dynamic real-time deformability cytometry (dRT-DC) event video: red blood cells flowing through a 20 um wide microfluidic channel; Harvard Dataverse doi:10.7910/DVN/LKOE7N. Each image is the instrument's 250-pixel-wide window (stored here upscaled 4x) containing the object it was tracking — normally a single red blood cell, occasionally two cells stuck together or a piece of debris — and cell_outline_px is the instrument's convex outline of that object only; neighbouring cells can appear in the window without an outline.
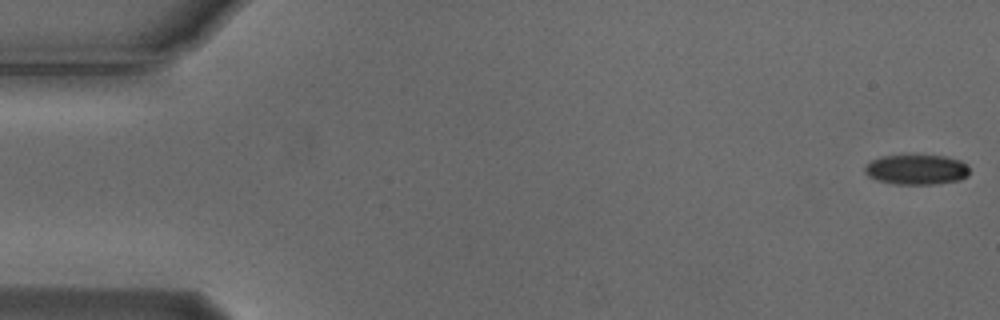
{"species": "Egyptian fruit bat (a non-hibernating species)", "species_latin": "Rousettus aegyptiacus", "temperature_condition": "cold", "stored_images_in_passage": 55, "camera_frame_rate_fps": 3000, "um_per_image_px": 0.085, "animal": {"sex": "male"}, "frame": {"image": 1, "passage_image": 1, "time_ms": 0.0, "image_size_px": [1000, 320], "cell_outline_px": [[968, 176], [960, 180], [936, 184], [896, 184], [876, 180], [868, 176], [864, 172], [864, 168], [872, 160], [884, 156], [944, 156], [960, 160], [968, 168]], "centroid_in_image_um": [77.9, 14.43], "position_along_channel_um": 7.1, "area_um2": 18.09}}
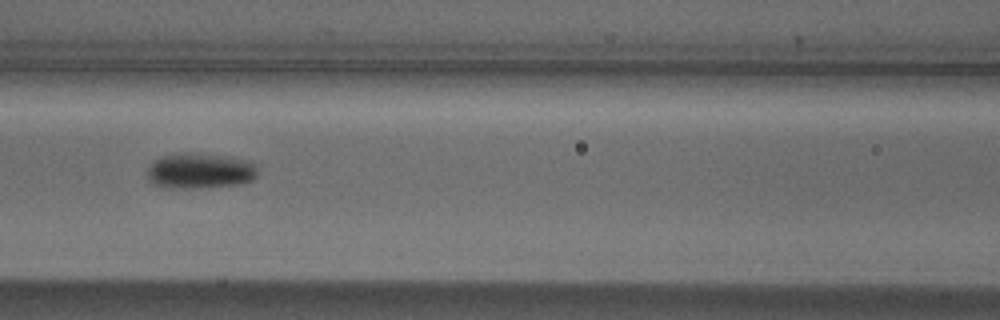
{"frame": {"image": 2, "passage_image": 24, "time_ms": 7.667, "image_size_px": [1000, 320], "cell_outline_px": [[256, 176], [252, 180], [236, 184], [200, 188], [164, 188], [152, 184], [148, 180], [148, 168], [152, 160], [160, 156], [176, 152], [188, 152], [224, 156], [244, 160], [256, 164]], "centroid_in_image_um": [16.9, 14.52], "position_along_channel_um": 149.7, "area_um2": 23.06}}
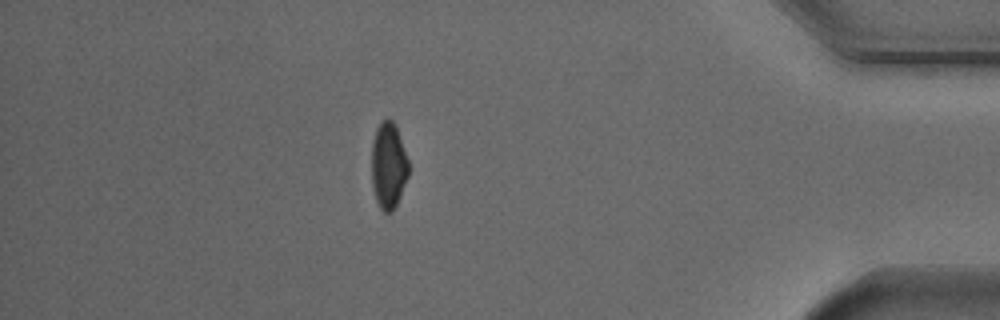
{"frame": {"image": 3, "passage_image": 48, "time_ms": 15.667, "image_size_px": [1000, 320], "cell_outline_px": [[408, 176], [396, 204], [392, 212], [384, 212], [380, 208], [376, 200], [372, 184], [372, 144], [376, 128], [380, 120], [392, 120], [396, 124], [408, 160]], "centroid_in_image_um": [33.01, 14.04], "position_along_channel_um": 402.2, "area_um2": 18.5}, "authors_computed_cell_mechanics": {"area_um2": 19.8254, "velocity_mm_per_s": 3.7295, "shape_relaxation_time_tau1_ms": 3.6701, "shape_relaxation_time_tau2_ms": null, "deformation_change_tau1": 0.1292, "deformation_change_tau2": null}}